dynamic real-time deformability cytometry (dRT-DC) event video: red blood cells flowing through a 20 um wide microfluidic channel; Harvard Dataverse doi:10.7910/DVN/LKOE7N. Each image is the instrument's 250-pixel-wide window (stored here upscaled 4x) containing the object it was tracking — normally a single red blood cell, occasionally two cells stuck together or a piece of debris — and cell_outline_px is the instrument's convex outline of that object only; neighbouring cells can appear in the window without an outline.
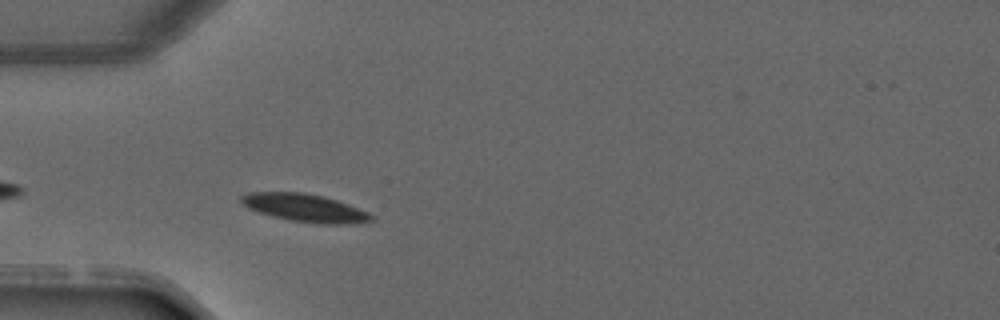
{"species": "common noctule bat (a hibernating species)", "species_latin": "Nyctalus noctula", "temperature_condition": "warm", "stored_images_in_passage": 1, "camera_frame_rate_fps": 3000, "um_per_image_px": 0.085, "animal": {"sex": "male", "forearm_length_mm": 52.5}, "frame": {"image": 1, "passage_image": 1, "time_ms": 0.0, "image_size_px": [1000, 320], "cell_outline_px": [[376, 216], [372, 220], [352, 224], [320, 224], [292, 220], [260, 212], [248, 208], [240, 200], [240, 196], [248, 192], [304, 192], [324, 196], [348, 204], [368, 212]], "centroid_in_image_um": [25.95, 17.66], "position_along_channel_um": 59.1, "area_um2": 20.98}}